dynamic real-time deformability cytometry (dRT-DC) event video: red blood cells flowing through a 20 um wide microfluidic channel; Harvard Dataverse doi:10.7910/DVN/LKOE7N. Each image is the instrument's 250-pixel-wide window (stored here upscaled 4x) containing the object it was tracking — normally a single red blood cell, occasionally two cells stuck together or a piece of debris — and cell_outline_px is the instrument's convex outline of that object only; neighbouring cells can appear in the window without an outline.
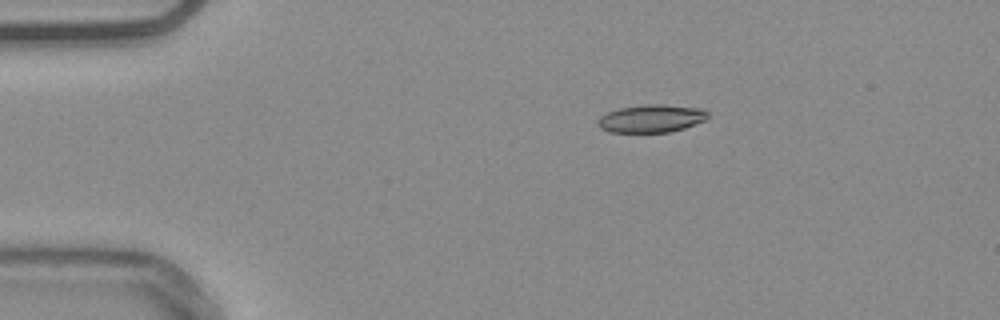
{"species": "common noctule bat (a hibernating species)", "species_latin": "Nyctalus noctula", "temperature_condition": "warm", "stored_images_in_passage": 43, "camera_frame_rate_fps": 3000, "um_per_image_px": 0.085, "animal": {"sex": "male", "body_mass_g": 20.4}, "frame": {"image": 1, "passage_image": 1, "time_ms": 0.0, "image_size_px": [1000, 320], "cell_outline_px": [[708, 120], [684, 128], [668, 132], [608, 132], [600, 128], [596, 124], [596, 120], [600, 116], [608, 112], [620, 108], [648, 104], [660, 104], [704, 108], [708, 112]], "centroid_in_image_um": [55.38, 10.07], "position_along_channel_um": 29.6, "area_um2": 18.03}}
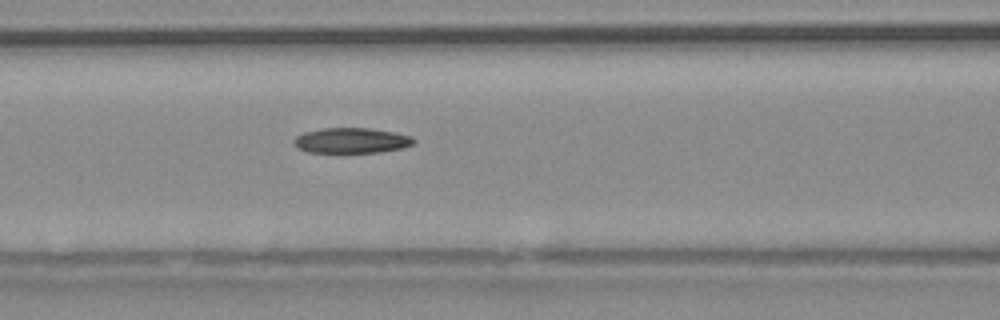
{"frame": {"image": 2, "passage_image": 14, "time_ms": 4.333, "image_size_px": [1000, 320], "cell_outline_px": [[416, 140], [412, 144], [400, 148], [380, 152], [308, 152], [296, 148], [292, 140], [296, 136], [304, 132], [320, 128], [368, 128], [392, 132], [408, 136]], "centroid_in_image_um": [29.78, 11.94], "position_along_channel_um": 136.8, "area_um2": 17.51}}
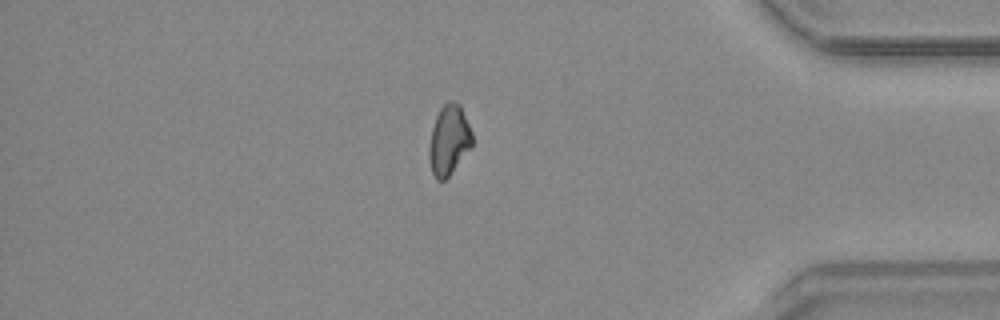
{"frame": {"image": 3, "passage_image": 37, "time_ms": 12.0, "image_size_px": [1000, 320], "cell_outline_px": [[472, 148], [448, 176], [444, 180], [436, 180], [432, 172], [428, 156], [428, 148], [432, 128], [436, 116], [440, 108], [448, 100], [452, 100], [460, 104], [472, 132]], "centroid_in_image_um": [38.16, 11.9], "position_along_channel_um": 397.0, "area_um2": 17.69}, "authors_computed_cell_mechanics": {"area_um2": 17.9758, "velocity_mm_per_s": 3.7804, "shape_relaxation_time_tau1_ms": null, "shape_relaxation_time_tau2_ms": 9.8296, "deformation_change_tau1": null, "deformation_change_tau2": 0.1708}}